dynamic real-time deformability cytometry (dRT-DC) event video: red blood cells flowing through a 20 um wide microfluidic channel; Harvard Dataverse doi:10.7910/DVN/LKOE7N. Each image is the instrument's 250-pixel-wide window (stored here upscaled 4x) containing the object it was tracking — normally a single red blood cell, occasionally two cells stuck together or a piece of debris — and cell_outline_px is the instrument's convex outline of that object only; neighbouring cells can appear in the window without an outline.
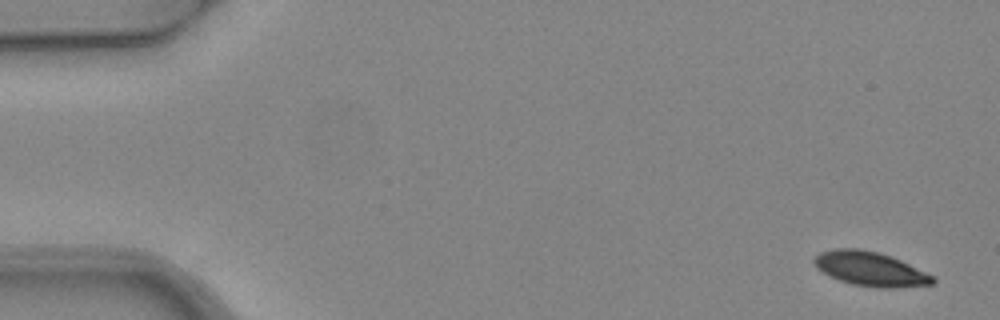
{"species": "common noctule bat (a hibernating species)", "species_latin": "Nyctalus noctula", "temperature_condition": "warm", "stored_images_in_passage": 4, "camera_frame_rate_fps": 3000, "um_per_image_px": 0.085, "animal": {"sex": "female", "body_mass_g": 24.6, "forearm_length_mm": 56.2}, "frame": {"image": 1, "passage_image": 1, "time_ms": 0.0, "image_size_px": [1000, 320], "cell_outline_px": [[936, 280], [932, 284], [892, 288], [880, 288], [852, 284], [840, 280], [816, 268], [812, 260], [820, 252], [836, 248], [860, 248], [876, 252], [900, 260], [932, 276]], "centroid_in_image_um": [73.93, 22.85], "position_along_channel_um": 11.1, "area_um2": 23.24}}
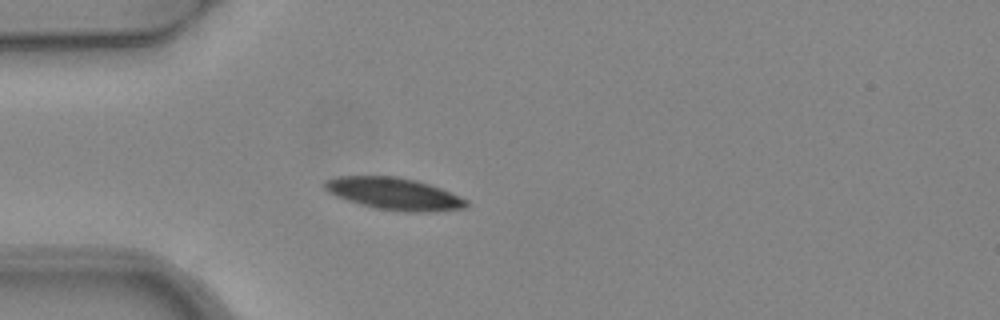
{"frame": {"image": 2, "passage_image": 4, "time_ms": 1.0, "image_size_px": [1000, 320], "cell_outline_px": [[468, 204], [464, 208], [436, 212], [408, 212], [376, 208], [360, 204], [336, 196], [328, 192], [324, 188], [324, 180], [336, 176], [396, 176], [416, 180], [440, 188], [460, 196], [468, 200]], "centroid_in_image_um": [33.5, 16.47], "position_along_channel_um": 51.5, "area_um2": 26.53}}